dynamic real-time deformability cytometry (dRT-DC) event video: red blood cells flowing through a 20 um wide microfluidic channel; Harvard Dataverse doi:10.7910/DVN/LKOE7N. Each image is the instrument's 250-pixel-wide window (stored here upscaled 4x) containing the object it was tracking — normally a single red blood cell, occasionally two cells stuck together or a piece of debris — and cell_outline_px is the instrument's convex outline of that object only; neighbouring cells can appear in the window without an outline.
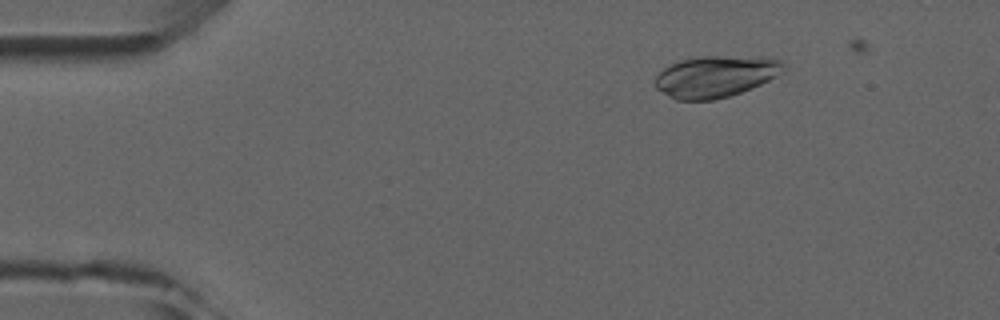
{"species": "common noctule bat (a hibernating species)", "species_latin": "Nyctalus noctula", "temperature_condition": "room temperature", "stored_images_in_passage": 5, "camera_frame_rate_fps": 3000, "um_per_image_px": 0.085, "animal": {"sex": "male", "forearm_length_mm": 52.5}, "frame": {"image": 1, "passage_image": 2, "time_ms": 1.0, "image_size_px": [1000, 320], "cell_outline_px": [[784, 72], [752, 88], [728, 96], [712, 100], [676, 100], [668, 96], [656, 88], [656, 76], [664, 68], [680, 60], [700, 56], [760, 56], [780, 60], [784, 64]], "centroid_in_image_um": [60.84, 6.49], "position_along_channel_um": 24.2, "area_um2": 31.04}}